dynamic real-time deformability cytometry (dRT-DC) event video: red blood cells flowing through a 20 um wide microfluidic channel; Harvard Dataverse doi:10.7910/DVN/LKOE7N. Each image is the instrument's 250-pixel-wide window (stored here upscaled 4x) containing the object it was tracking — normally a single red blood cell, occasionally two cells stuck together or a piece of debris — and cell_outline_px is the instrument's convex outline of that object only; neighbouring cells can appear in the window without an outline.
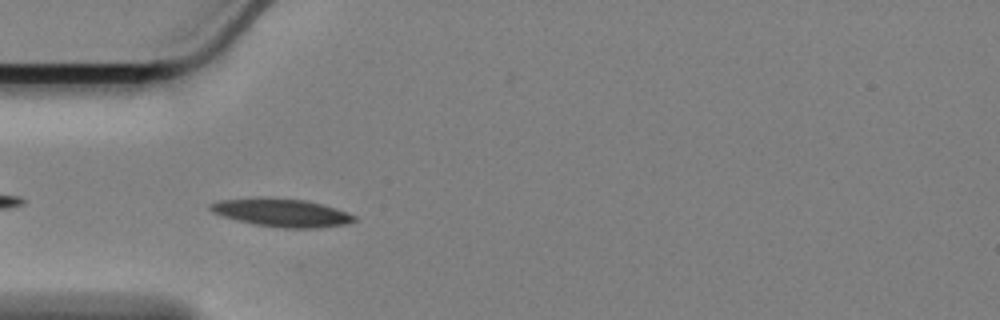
{"species": "Egyptian fruit bat (a non-hibernating species)", "species_latin": "Rousettus aegyptiacus", "temperature_condition": "cold", "stored_images_in_passage": 29, "camera_frame_rate_fps": 3000, "um_per_image_px": 0.085, "animal": {"sex": "female"}, "frame": {"image": 1, "passage_image": 3, "time_ms": 0.667, "image_size_px": [1000, 320], "cell_outline_px": [[356, 220], [344, 224], [316, 228], [284, 228], [252, 224], [220, 216], [212, 212], [208, 208], [208, 204], [220, 200], [252, 196], [268, 196], [308, 200], [336, 208], [356, 216]], "centroid_in_image_um": [23.85, 18.04], "position_along_channel_um": 61.1, "area_um2": 24.16}}
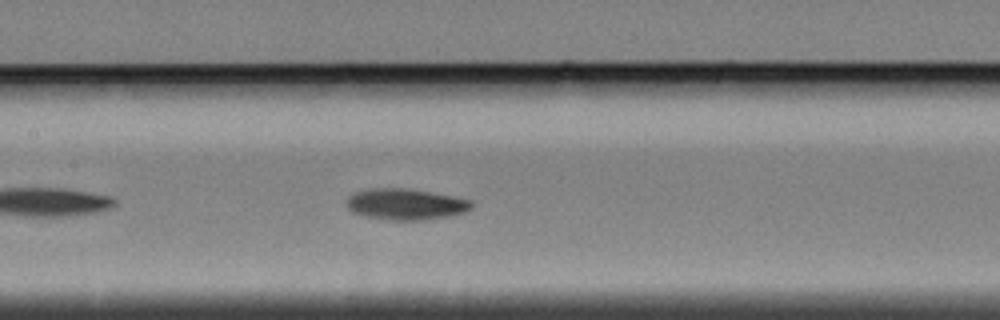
{"frame": {"image": 2, "passage_image": 13, "time_ms": 4.0, "image_size_px": [1000, 320], "cell_outline_px": [[472, 208], [464, 212], [448, 216], [420, 220], [388, 220], [364, 216], [352, 212], [344, 204], [348, 196], [352, 192], [368, 188], [408, 188], [452, 196], [472, 200]], "centroid_in_image_um": [34.41, 17.35], "position_along_channel_um": 173.0, "area_um2": 22.89}}
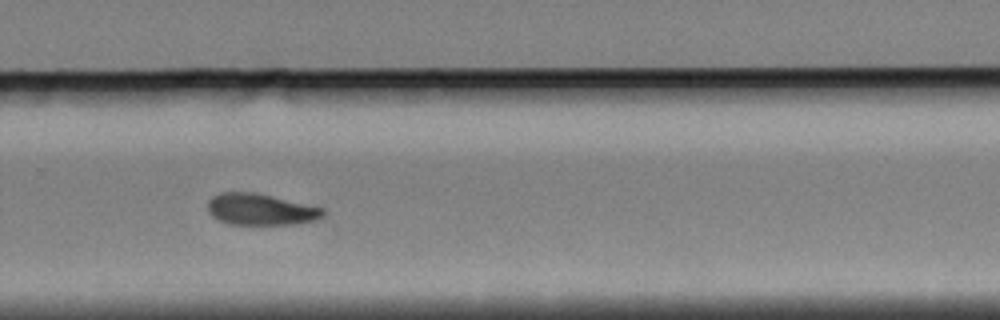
{"frame": {"image": 3, "passage_image": 25, "time_ms": 8.0, "image_size_px": [1000, 320], "cell_outline_px": [[324, 216], [316, 220], [300, 224], [228, 224], [212, 216], [208, 212], [208, 200], [212, 196], [220, 192], [256, 192], [324, 208]], "centroid_in_image_um": [22.16, 17.79], "position_along_channel_um": 307.6, "area_um2": 21.27}}